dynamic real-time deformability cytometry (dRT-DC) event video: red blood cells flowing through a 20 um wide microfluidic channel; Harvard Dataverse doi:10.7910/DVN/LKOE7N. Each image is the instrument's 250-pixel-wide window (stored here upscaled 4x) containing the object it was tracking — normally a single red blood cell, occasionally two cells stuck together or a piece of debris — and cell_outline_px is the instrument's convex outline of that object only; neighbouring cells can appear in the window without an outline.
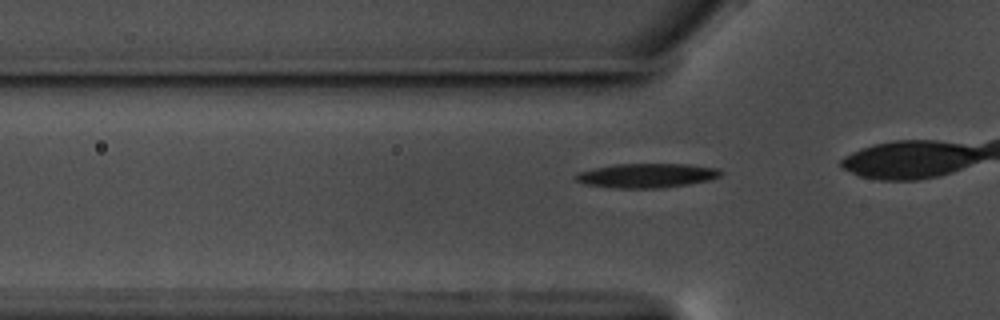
{"species": "common noctule bat (a hibernating species)", "species_latin": "Nyctalus noctula", "temperature_condition": "warm", "stored_images_in_passage": 39, "camera_frame_rate_fps": 3000, "um_per_image_px": 0.085, "animal": {"sex": "male", "body_mass_g": 17.5, "forearm_length_mm": 52.3}, "frame": {"image": 1, "passage_image": 13, "time_ms": 4.0, "image_size_px": [1000, 320], "cell_outline_px": [[724, 172], [720, 176], [708, 180], [688, 184], [660, 188], [616, 188], [584, 184], [576, 180], [572, 176], [580, 172], [596, 168], [616, 164], [688, 164], [720, 168]], "centroid_in_image_um": [55.0, 14.92], "position_along_channel_um": 70.8, "area_um2": 20.52}}
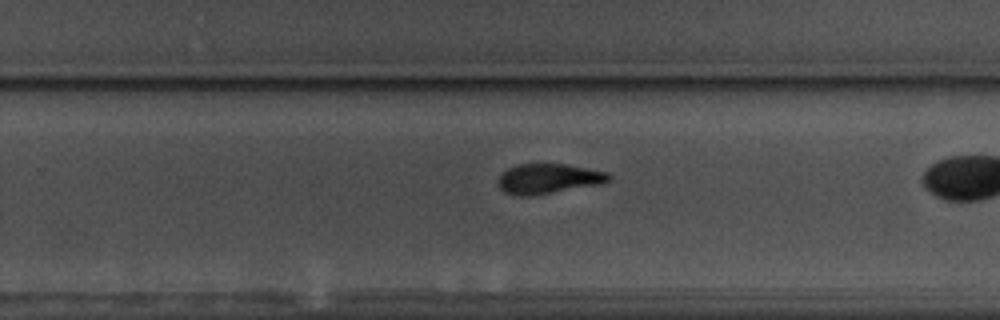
{"frame": {"image": 2, "passage_image": 31, "time_ms": 10.0, "image_size_px": [1000, 320], "cell_outline_px": [[612, 180], [604, 184], [528, 196], [520, 196], [504, 192], [496, 184], [500, 176], [508, 168], [520, 164], [568, 164], [608, 172], [612, 176]], "centroid_in_image_um": [46.67, 15.19], "position_along_channel_um": 283.1, "area_um2": 19.48}}
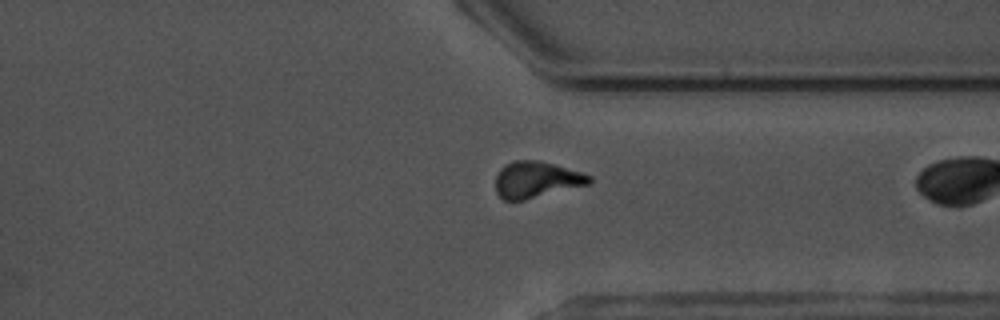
{"frame": {"image": 3, "passage_image": 38, "time_ms": 12.333, "image_size_px": [1000, 320], "cell_outline_px": [[592, 180], [588, 184], [524, 200], [504, 200], [496, 192], [496, 176], [500, 168], [504, 164], [516, 160], [540, 160], [556, 164], [592, 176]], "centroid_in_image_um": [45.57, 15.25], "position_along_channel_um": 365.8, "area_um2": 19.77}}